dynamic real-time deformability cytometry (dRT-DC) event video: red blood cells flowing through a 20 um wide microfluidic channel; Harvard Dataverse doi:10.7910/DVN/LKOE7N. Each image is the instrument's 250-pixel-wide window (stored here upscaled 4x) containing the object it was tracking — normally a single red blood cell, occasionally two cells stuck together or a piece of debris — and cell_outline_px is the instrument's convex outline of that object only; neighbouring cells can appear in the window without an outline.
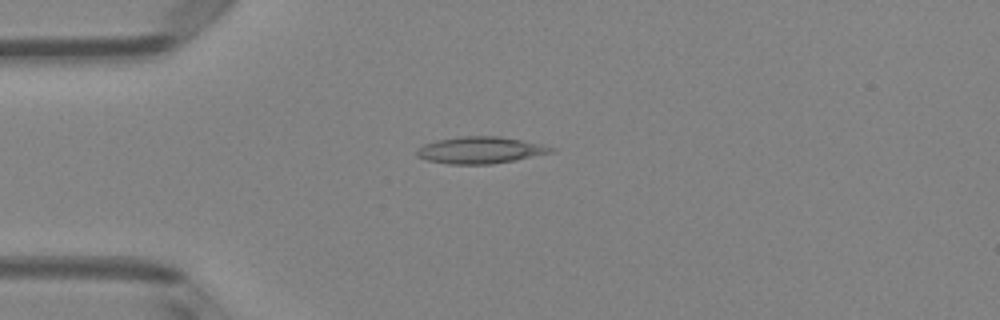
{"species": "Egyptian fruit bat (a non-hibernating species)", "species_latin": "Rousettus aegyptiacus", "temperature_condition": "room temperature", "stored_images_in_passage": 6, "camera_frame_rate_fps": 3000, "um_per_image_px": 0.085, "animal": {"sex": "female"}, "frame": {"image": 1, "passage_image": 3, "time_ms": 0.667, "image_size_px": [1000, 320], "cell_outline_px": [[556, 148], [552, 152], [516, 160], [492, 164], [448, 164], [424, 160], [416, 156], [416, 148], [424, 144], [436, 140], [460, 136], [500, 136], [540, 144]], "centroid_in_image_um": [40.76, 12.76], "position_along_channel_um": 44.2, "area_um2": 21.04}}
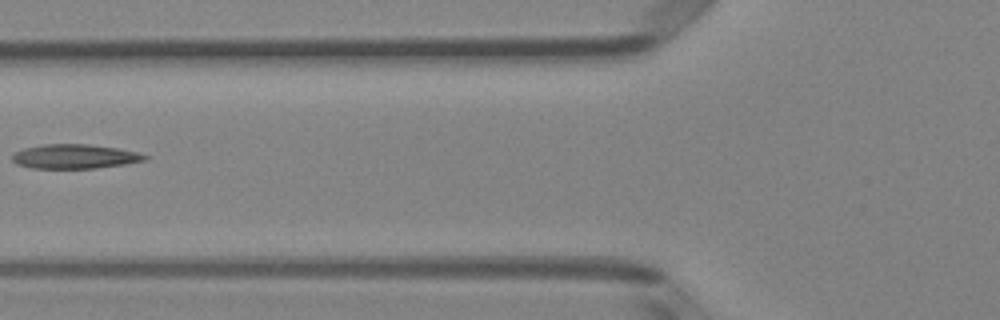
{"frame": {"image": 2, "passage_image": 5, "time_ms": 1.333, "image_size_px": [1000, 320], "cell_outline_px": [[148, 156], [144, 160], [124, 164], [96, 168], [32, 168], [16, 164], [12, 160], [12, 152], [24, 148], [44, 144], [88, 144], [116, 148], [136, 152]], "centroid_in_image_um": [6.28, 13.3], "position_along_channel_um": 119.5, "area_um2": 18.67}}
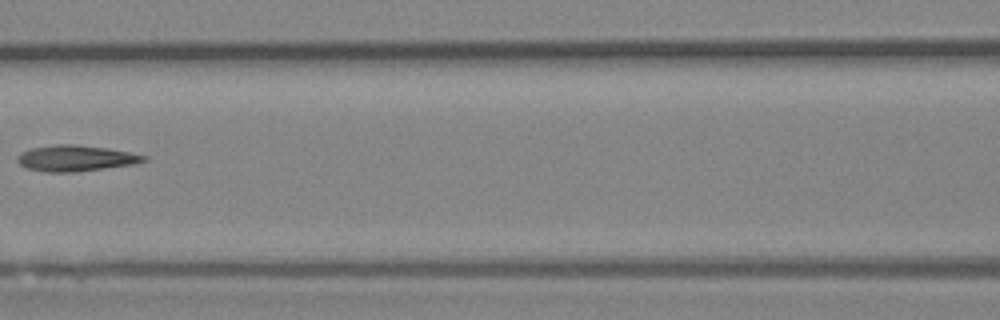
{"frame": {"image": 3, "passage_image": 6, "time_ms": 1.667, "image_size_px": [1000, 320], "cell_outline_px": [[148, 160], [132, 164], [76, 172], [44, 172], [28, 168], [20, 164], [16, 160], [16, 156], [20, 152], [32, 148], [56, 144], [76, 144], [108, 148], [148, 156]], "centroid_in_image_um": [6.41, 13.44], "position_along_channel_um": 160.2, "area_um2": 19.13}}